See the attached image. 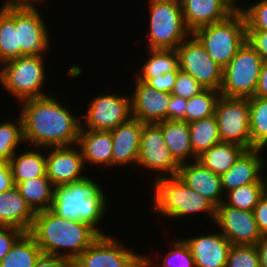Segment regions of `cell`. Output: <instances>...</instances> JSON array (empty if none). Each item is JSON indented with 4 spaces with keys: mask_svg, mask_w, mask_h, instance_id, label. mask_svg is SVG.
<instances>
[{
    "mask_svg": "<svg viewBox=\"0 0 267 267\" xmlns=\"http://www.w3.org/2000/svg\"><path fill=\"white\" fill-rule=\"evenodd\" d=\"M54 97L52 94L19 102L25 144L43 149L77 147L81 116L76 117Z\"/></svg>",
    "mask_w": 267,
    "mask_h": 267,
    "instance_id": "cell-1",
    "label": "cell"
},
{
    "mask_svg": "<svg viewBox=\"0 0 267 267\" xmlns=\"http://www.w3.org/2000/svg\"><path fill=\"white\" fill-rule=\"evenodd\" d=\"M29 233L43 254L63 257L71 262L100 236L90 224L59 217L50 209L36 212Z\"/></svg>",
    "mask_w": 267,
    "mask_h": 267,
    "instance_id": "cell-2",
    "label": "cell"
},
{
    "mask_svg": "<svg viewBox=\"0 0 267 267\" xmlns=\"http://www.w3.org/2000/svg\"><path fill=\"white\" fill-rule=\"evenodd\" d=\"M104 189L93 178L54 187L51 211L57 216L90 224L100 234L99 224L107 210Z\"/></svg>",
    "mask_w": 267,
    "mask_h": 267,
    "instance_id": "cell-3",
    "label": "cell"
},
{
    "mask_svg": "<svg viewBox=\"0 0 267 267\" xmlns=\"http://www.w3.org/2000/svg\"><path fill=\"white\" fill-rule=\"evenodd\" d=\"M152 186L154 196L151 209L158 215L175 220L194 213H205L214 222L216 206L188 187L178 176L157 179Z\"/></svg>",
    "mask_w": 267,
    "mask_h": 267,
    "instance_id": "cell-4",
    "label": "cell"
},
{
    "mask_svg": "<svg viewBox=\"0 0 267 267\" xmlns=\"http://www.w3.org/2000/svg\"><path fill=\"white\" fill-rule=\"evenodd\" d=\"M192 35L223 69L247 41L244 14L235 10L226 19L196 29Z\"/></svg>",
    "mask_w": 267,
    "mask_h": 267,
    "instance_id": "cell-5",
    "label": "cell"
},
{
    "mask_svg": "<svg viewBox=\"0 0 267 267\" xmlns=\"http://www.w3.org/2000/svg\"><path fill=\"white\" fill-rule=\"evenodd\" d=\"M45 55L22 56L1 64L0 85L18 102L48 95L43 90L47 73Z\"/></svg>",
    "mask_w": 267,
    "mask_h": 267,
    "instance_id": "cell-6",
    "label": "cell"
},
{
    "mask_svg": "<svg viewBox=\"0 0 267 267\" xmlns=\"http://www.w3.org/2000/svg\"><path fill=\"white\" fill-rule=\"evenodd\" d=\"M149 49H176L192 33L185 25L180 0H148Z\"/></svg>",
    "mask_w": 267,
    "mask_h": 267,
    "instance_id": "cell-7",
    "label": "cell"
},
{
    "mask_svg": "<svg viewBox=\"0 0 267 267\" xmlns=\"http://www.w3.org/2000/svg\"><path fill=\"white\" fill-rule=\"evenodd\" d=\"M263 60L246 41L223 69L220 95L229 98H251L256 91Z\"/></svg>",
    "mask_w": 267,
    "mask_h": 267,
    "instance_id": "cell-8",
    "label": "cell"
},
{
    "mask_svg": "<svg viewBox=\"0 0 267 267\" xmlns=\"http://www.w3.org/2000/svg\"><path fill=\"white\" fill-rule=\"evenodd\" d=\"M221 142L241 145L251 149L248 98H218L214 113Z\"/></svg>",
    "mask_w": 267,
    "mask_h": 267,
    "instance_id": "cell-9",
    "label": "cell"
},
{
    "mask_svg": "<svg viewBox=\"0 0 267 267\" xmlns=\"http://www.w3.org/2000/svg\"><path fill=\"white\" fill-rule=\"evenodd\" d=\"M106 234H100L72 262V267H143V254L132 252L119 240Z\"/></svg>",
    "mask_w": 267,
    "mask_h": 267,
    "instance_id": "cell-10",
    "label": "cell"
},
{
    "mask_svg": "<svg viewBox=\"0 0 267 267\" xmlns=\"http://www.w3.org/2000/svg\"><path fill=\"white\" fill-rule=\"evenodd\" d=\"M179 69L189 73L205 89L219 91L223 68L206 52L191 34L177 48Z\"/></svg>",
    "mask_w": 267,
    "mask_h": 267,
    "instance_id": "cell-11",
    "label": "cell"
},
{
    "mask_svg": "<svg viewBox=\"0 0 267 267\" xmlns=\"http://www.w3.org/2000/svg\"><path fill=\"white\" fill-rule=\"evenodd\" d=\"M137 165L153 171V181L178 175L180 165L165 145L161 127L157 123L143 125Z\"/></svg>",
    "mask_w": 267,
    "mask_h": 267,
    "instance_id": "cell-12",
    "label": "cell"
},
{
    "mask_svg": "<svg viewBox=\"0 0 267 267\" xmlns=\"http://www.w3.org/2000/svg\"><path fill=\"white\" fill-rule=\"evenodd\" d=\"M81 119L82 129L110 131L132 118L131 98L116 93L94 97Z\"/></svg>",
    "mask_w": 267,
    "mask_h": 267,
    "instance_id": "cell-13",
    "label": "cell"
},
{
    "mask_svg": "<svg viewBox=\"0 0 267 267\" xmlns=\"http://www.w3.org/2000/svg\"><path fill=\"white\" fill-rule=\"evenodd\" d=\"M39 10L38 7H15V28L20 57L47 54L51 47L48 25Z\"/></svg>",
    "mask_w": 267,
    "mask_h": 267,
    "instance_id": "cell-14",
    "label": "cell"
},
{
    "mask_svg": "<svg viewBox=\"0 0 267 267\" xmlns=\"http://www.w3.org/2000/svg\"><path fill=\"white\" fill-rule=\"evenodd\" d=\"M215 225L232 245H256L262 237L253 211L241 210L224 202L216 207Z\"/></svg>",
    "mask_w": 267,
    "mask_h": 267,
    "instance_id": "cell-15",
    "label": "cell"
},
{
    "mask_svg": "<svg viewBox=\"0 0 267 267\" xmlns=\"http://www.w3.org/2000/svg\"><path fill=\"white\" fill-rule=\"evenodd\" d=\"M45 149L47 177L54 187L71 184L87 177L83 173L85 164L79 146Z\"/></svg>",
    "mask_w": 267,
    "mask_h": 267,
    "instance_id": "cell-16",
    "label": "cell"
},
{
    "mask_svg": "<svg viewBox=\"0 0 267 267\" xmlns=\"http://www.w3.org/2000/svg\"><path fill=\"white\" fill-rule=\"evenodd\" d=\"M134 80L135 89L130 94L132 118L142 123H158L168 120L171 93L158 91L136 78Z\"/></svg>",
    "mask_w": 267,
    "mask_h": 267,
    "instance_id": "cell-17",
    "label": "cell"
},
{
    "mask_svg": "<svg viewBox=\"0 0 267 267\" xmlns=\"http://www.w3.org/2000/svg\"><path fill=\"white\" fill-rule=\"evenodd\" d=\"M188 245L196 267H225L231 247L229 240L219 232L182 238Z\"/></svg>",
    "mask_w": 267,
    "mask_h": 267,
    "instance_id": "cell-18",
    "label": "cell"
},
{
    "mask_svg": "<svg viewBox=\"0 0 267 267\" xmlns=\"http://www.w3.org/2000/svg\"><path fill=\"white\" fill-rule=\"evenodd\" d=\"M262 150L264 151L265 149L245 150L234 165L220 176L225 194L240 186L258 183L265 177V175L261 174L265 167V159L261 155L263 153Z\"/></svg>",
    "mask_w": 267,
    "mask_h": 267,
    "instance_id": "cell-19",
    "label": "cell"
},
{
    "mask_svg": "<svg viewBox=\"0 0 267 267\" xmlns=\"http://www.w3.org/2000/svg\"><path fill=\"white\" fill-rule=\"evenodd\" d=\"M188 187L211 201L216 207L224 202L221 177L212 173L199 161L183 163L177 175Z\"/></svg>",
    "mask_w": 267,
    "mask_h": 267,
    "instance_id": "cell-20",
    "label": "cell"
},
{
    "mask_svg": "<svg viewBox=\"0 0 267 267\" xmlns=\"http://www.w3.org/2000/svg\"><path fill=\"white\" fill-rule=\"evenodd\" d=\"M180 4L185 25L191 33L222 21L235 11L226 0H180Z\"/></svg>",
    "mask_w": 267,
    "mask_h": 267,
    "instance_id": "cell-21",
    "label": "cell"
},
{
    "mask_svg": "<svg viewBox=\"0 0 267 267\" xmlns=\"http://www.w3.org/2000/svg\"><path fill=\"white\" fill-rule=\"evenodd\" d=\"M143 125L141 121L131 118L110 130L113 143V166L137 165Z\"/></svg>",
    "mask_w": 267,
    "mask_h": 267,
    "instance_id": "cell-22",
    "label": "cell"
},
{
    "mask_svg": "<svg viewBox=\"0 0 267 267\" xmlns=\"http://www.w3.org/2000/svg\"><path fill=\"white\" fill-rule=\"evenodd\" d=\"M35 214L16 186L0 193V226L14 227L27 233Z\"/></svg>",
    "mask_w": 267,
    "mask_h": 267,
    "instance_id": "cell-23",
    "label": "cell"
},
{
    "mask_svg": "<svg viewBox=\"0 0 267 267\" xmlns=\"http://www.w3.org/2000/svg\"><path fill=\"white\" fill-rule=\"evenodd\" d=\"M77 146L81 149L84 164L113 167V143L110 131L81 128Z\"/></svg>",
    "mask_w": 267,
    "mask_h": 267,
    "instance_id": "cell-24",
    "label": "cell"
},
{
    "mask_svg": "<svg viewBox=\"0 0 267 267\" xmlns=\"http://www.w3.org/2000/svg\"><path fill=\"white\" fill-rule=\"evenodd\" d=\"M157 124L161 127L165 145L179 165L187 163L188 160L190 162V158L193 161L197 160V157L193 154L187 122L164 120Z\"/></svg>",
    "mask_w": 267,
    "mask_h": 267,
    "instance_id": "cell-25",
    "label": "cell"
},
{
    "mask_svg": "<svg viewBox=\"0 0 267 267\" xmlns=\"http://www.w3.org/2000/svg\"><path fill=\"white\" fill-rule=\"evenodd\" d=\"M40 149L33 147L21 154L17 151L9 160L15 186L22 181L47 176L46 151L43 153Z\"/></svg>",
    "mask_w": 267,
    "mask_h": 267,
    "instance_id": "cell-26",
    "label": "cell"
},
{
    "mask_svg": "<svg viewBox=\"0 0 267 267\" xmlns=\"http://www.w3.org/2000/svg\"><path fill=\"white\" fill-rule=\"evenodd\" d=\"M245 150L235 143L219 142L197 157V161L212 173L221 176L234 165Z\"/></svg>",
    "mask_w": 267,
    "mask_h": 267,
    "instance_id": "cell-27",
    "label": "cell"
},
{
    "mask_svg": "<svg viewBox=\"0 0 267 267\" xmlns=\"http://www.w3.org/2000/svg\"><path fill=\"white\" fill-rule=\"evenodd\" d=\"M16 187L35 213L51 209L54 186L47 176L19 182Z\"/></svg>",
    "mask_w": 267,
    "mask_h": 267,
    "instance_id": "cell-28",
    "label": "cell"
},
{
    "mask_svg": "<svg viewBox=\"0 0 267 267\" xmlns=\"http://www.w3.org/2000/svg\"><path fill=\"white\" fill-rule=\"evenodd\" d=\"M148 55L143 66L134 76L137 80L147 82L150 78L163 75L168 71H178V53L176 49H147ZM150 53V54H149Z\"/></svg>",
    "mask_w": 267,
    "mask_h": 267,
    "instance_id": "cell-29",
    "label": "cell"
},
{
    "mask_svg": "<svg viewBox=\"0 0 267 267\" xmlns=\"http://www.w3.org/2000/svg\"><path fill=\"white\" fill-rule=\"evenodd\" d=\"M43 254L34 237L23 233L0 262V267H34Z\"/></svg>",
    "mask_w": 267,
    "mask_h": 267,
    "instance_id": "cell-30",
    "label": "cell"
},
{
    "mask_svg": "<svg viewBox=\"0 0 267 267\" xmlns=\"http://www.w3.org/2000/svg\"><path fill=\"white\" fill-rule=\"evenodd\" d=\"M20 57L17 31L15 28V7L0 8V63Z\"/></svg>",
    "mask_w": 267,
    "mask_h": 267,
    "instance_id": "cell-31",
    "label": "cell"
},
{
    "mask_svg": "<svg viewBox=\"0 0 267 267\" xmlns=\"http://www.w3.org/2000/svg\"><path fill=\"white\" fill-rule=\"evenodd\" d=\"M188 124L191 146L196 157L221 142L215 115Z\"/></svg>",
    "mask_w": 267,
    "mask_h": 267,
    "instance_id": "cell-32",
    "label": "cell"
},
{
    "mask_svg": "<svg viewBox=\"0 0 267 267\" xmlns=\"http://www.w3.org/2000/svg\"><path fill=\"white\" fill-rule=\"evenodd\" d=\"M249 102V129L251 149L267 147V97H251Z\"/></svg>",
    "mask_w": 267,
    "mask_h": 267,
    "instance_id": "cell-33",
    "label": "cell"
},
{
    "mask_svg": "<svg viewBox=\"0 0 267 267\" xmlns=\"http://www.w3.org/2000/svg\"><path fill=\"white\" fill-rule=\"evenodd\" d=\"M265 193V177L258 183L240 186L225 194L226 205L247 211H253L259 198Z\"/></svg>",
    "mask_w": 267,
    "mask_h": 267,
    "instance_id": "cell-34",
    "label": "cell"
},
{
    "mask_svg": "<svg viewBox=\"0 0 267 267\" xmlns=\"http://www.w3.org/2000/svg\"><path fill=\"white\" fill-rule=\"evenodd\" d=\"M24 143L22 120L0 122V160L9 161Z\"/></svg>",
    "mask_w": 267,
    "mask_h": 267,
    "instance_id": "cell-35",
    "label": "cell"
},
{
    "mask_svg": "<svg viewBox=\"0 0 267 267\" xmlns=\"http://www.w3.org/2000/svg\"><path fill=\"white\" fill-rule=\"evenodd\" d=\"M219 97V91L204 89L187 99L186 122L191 123L214 115Z\"/></svg>",
    "mask_w": 267,
    "mask_h": 267,
    "instance_id": "cell-36",
    "label": "cell"
},
{
    "mask_svg": "<svg viewBox=\"0 0 267 267\" xmlns=\"http://www.w3.org/2000/svg\"><path fill=\"white\" fill-rule=\"evenodd\" d=\"M170 243L169 252H166L161 266L153 264L150 256L143 255V267H196L190 249L182 238L177 237Z\"/></svg>",
    "mask_w": 267,
    "mask_h": 267,
    "instance_id": "cell-37",
    "label": "cell"
},
{
    "mask_svg": "<svg viewBox=\"0 0 267 267\" xmlns=\"http://www.w3.org/2000/svg\"><path fill=\"white\" fill-rule=\"evenodd\" d=\"M225 267H260L255 245H231Z\"/></svg>",
    "mask_w": 267,
    "mask_h": 267,
    "instance_id": "cell-38",
    "label": "cell"
},
{
    "mask_svg": "<svg viewBox=\"0 0 267 267\" xmlns=\"http://www.w3.org/2000/svg\"><path fill=\"white\" fill-rule=\"evenodd\" d=\"M246 20L247 30H267V0H258L254 4L241 8Z\"/></svg>",
    "mask_w": 267,
    "mask_h": 267,
    "instance_id": "cell-39",
    "label": "cell"
},
{
    "mask_svg": "<svg viewBox=\"0 0 267 267\" xmlns=\"http://www.w3.org/2000/svg\"><path fill=\"white\" fill-rule=\"evenodd\" d=\"M204 89L205 88L189 73L179 69L171 94L184 99H190L192 96L199 94Z\"/></svg>",
    "mask_w": 267,
    "mask_h": 267,
    "instance_id": "cell-40",
    "label": "cell"
},
{
    "mask_svg": "<svg viewBox=\"0 0 267 267\" xmlns=\"http://www.w3.org/2000/svg\"><path fill=\"white\" fill-rule=\"evenodd\" d=\"M23 233V231L14 227L0 226V262Z\"/></svg>",
    "mask_w": 267,
    "mask_h": 267,
    "instance_id": "cell-41",
    "label": "cell"
},
{
    "mask_svg": "<svg viewBox=\"0 0 267 267\" xmlns=\"http://www.w3.org/2000/svg\"><path fill=\"white\" fill-rule=\"evenodd\" d=\"M247 41L267 61V30H247Z\"/></svg>",
    "mask_w": 267,
    "mask_h": 267,
    "instance_id": "cell-42",
    "label": "cell"
},
{
    "mask_svg": "<svg viewBox=\"0 0 267 267\" xmlns=\"http://www.w3.org/2000/svg\"><path fill=\"white\" fill-rule=\"evenodd\" d=\"M178 71H168L163 75L150 78L146 83L161 92L171 93L176 81Z\"/></svg>",
    "mask_w": 267,
    "mask_h": 267,
    "instance_id": "cell-43",
    "label": "cell"
},
{
    "mask_svg": "<svg viewBox=\"0 0 267 267\" xmlns=\"http://www.w3.org/2000/svg\"><path fill=\"white\" fill-rule=\"evenodd\" d=\"M187 99L171 94L168 104V120L186 122Z\"/></svg>",
    "mask_w": 267,
    "mask_h": 267,
    "instance_id": "cell-44",
    "label": "cell"
},
{
    "mask_svg": "<svg viewBox=\"0 0 267 267\" xmlns=\"http://www.w3.org/2000/svg\"><path fill=\"white\" fill-rule=\"evenodd\" d=\"M254 218L257 222L258 229L263 235H267V192L259 198L258 203L253 210Z\"/></svg>",
    "mask_w": 267,
    "mask_h": 267,
    "instance_id": "cell-45",
    "label": "cell"
},
{
    "mask_svg": "<svg viewBox=\"0 0 267 267\" xmlns=\"http://www.w3.org/2000/svg\"><path fill=\"white\" fill-rule=\"evenodd\" d=\"M15 186L12 170L7 160H0V193Z\"/></svg>",
    "mask_w": 267,
    "mask_h": 267,
    "instance_id": "cell-46",
    "label": "cell"
},
{
    "mask_svg": "<svg viewBox=\"0 0 267 267\" xmlns=\"http://www.w3.org/2000/svg\"><path fill=\"white\" fill-rule=\"evenodd\" d=\"M34 267H72V262L63 257L42 254Z\"/></svg>",
    "mask_w": 267,
    "mask_h": 267,
    "instance_id": "cell-47",
    "label": "cell"
},
{
    "mask_svg": "<svg viewBox=\"0 0 267 267\" xmlns=\"http://www.w3.org/2000/svg\"><path fill=\"white\" fill-rule=\"evenodd\" d=\"M255 97H267V61H263L258 85L254 93Z\"/></svg>",
    "mask_w": 267,
    "mask_h": 267,
    "instance_id": "cell-48",
    "label": "cell"
},
{
    "mask_svg": "<svg viewBox=\"0 0 267 267\" xmlns=\"http://www.w3.org/2000/svg\"><path fill=\"white\" fill-rule=\"evenodd\" d=\"M255 246L259 253L260 267H267V235H263Z\"/></svg>",
    "mask_w": 267,
    "mask_h": 267,
    "instance_id": "cell-49",
    "label": "cell"
},
{
    "mask_svg": "<svg viewBox=\"0 0 267 267\" xmlns=\"http://www.w3.org/2000/svg\"><path fill=\"white\" fill-rule=\"evenodd\" d=\"M42 2L44 4L45 0H5L1 7H37L36 3Z\"/></svg>",
    "mask_w": 267,
    "mask_h": 267,
    "instance_id": "cell-50",
    "label": "cell"
},
{
    "mask_svg": "<svg viewBox=\"0 0 267 267\" xmlns=\"http://www.w3.org/2000/svg\"><path fill=\"white\" fill-rule=\"evenodd\" d=\"M235 10H241V7L239 3H237V0H226ZM237 3V4H236Z\"/></svg>",
    "mask_w": 267,
    "mask_h": 267,
    "instance_id": "cell-51",
    "label": "cell"
},
{
    "mask_svg": "<svg viewBox=\"0 0 267 267\" xmlns=\"http://www.w3.org/2000/svg\"><path fill=\"white\" fill-rule=\"evenodd\" d=\"M265 191L267 192V176H265Z\"/></svg>",
    "mask_w": 267,
    "mask_h": 267,
    "instance_id": "cell-52",
    "label": "cell"
}]
</instances>
